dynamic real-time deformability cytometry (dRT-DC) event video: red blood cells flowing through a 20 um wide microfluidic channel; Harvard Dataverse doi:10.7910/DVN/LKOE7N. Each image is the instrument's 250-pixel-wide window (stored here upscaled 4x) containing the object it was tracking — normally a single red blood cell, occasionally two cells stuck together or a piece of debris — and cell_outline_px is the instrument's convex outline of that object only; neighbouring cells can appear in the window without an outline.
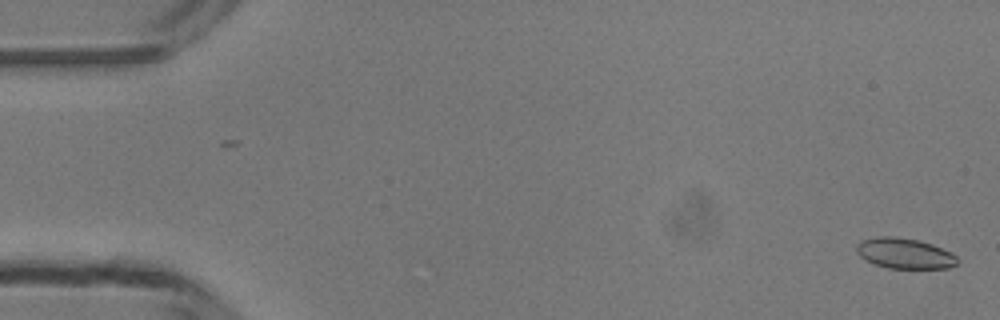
{"species": "common noctule bat (a hibernating species)", "species_latin": "Nyctalus noctula", "temperature_condition": "room temperature", "stored_images_in_passage": 49, "camera_frame_rate_fps": 3000, "um_per_image_px": 0.085, "animal": {"sex": "male", "body_mass_g": 13.3}, "frame": {"image": 1, "passage_image": 1, "time_ms": 0.0, "image_size_px": [1000, 320], "cell_outline_px": [[960, 260], [956, 264], [948, 268], [888, 268], [864, 260], [856, 252], [856, 244], [860, 240], [876, 236], [896, 236], [920, 240], [932, 244], [952, 252]], "centroid_in_image_um": [76.88, 21.52], "position_along_channel_um": 8.1, "area_um2": 18.21}}
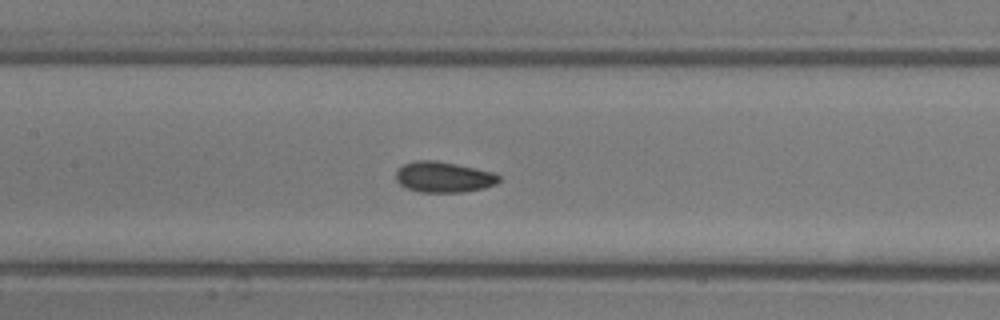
{"frame": {"image": 2, "passage_image": 23, "time_ms": 7.333, "image_size_px": [1000, 320], "cell_outline_px": [[500, 180], [496, 184], [484, 188], [464, 192], [420, 192], [408, 188], [400, 184], [396, 180], [396, 168], [404, 164], [416, 160], [436, 160], [476, 168], [492, 172], [500, 176]], "centroid_in_image_um": [37.7, 15.04], "position_along_channel_um": 169.7, "area_um2": 18.5}}
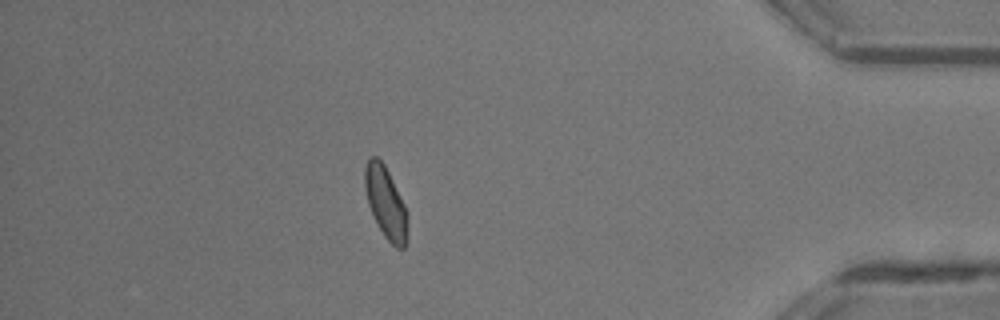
{"frame": {"image": 3, "passage_image": 43, "time_ms": 14.0, "image_size_px": [1000, 320], "cell_outline_px": [[408, 240], [404, 248], [396, 248], [384, 236], [368, 204], [364, 188], [364, 168], [368, 160], [372, 156], [376, 156], [384, 164], [408, 212]], "centroid_in_image_um": [32.8, 17.25], "position_along_channel_um": 402.4, "area_um2": 17.8}, "authors_computed_cell_mechanics": {"area_um2": 18.0914, "velocity_mm_per_s": 4.1779, "shape_relaxation_time_tau1_ms": 3.4195, "shape_relaxation_time_tau2_ms": 1.851, "deformation_change_tau1": 0.0795, "deformation_change_tau2": 0.047}}